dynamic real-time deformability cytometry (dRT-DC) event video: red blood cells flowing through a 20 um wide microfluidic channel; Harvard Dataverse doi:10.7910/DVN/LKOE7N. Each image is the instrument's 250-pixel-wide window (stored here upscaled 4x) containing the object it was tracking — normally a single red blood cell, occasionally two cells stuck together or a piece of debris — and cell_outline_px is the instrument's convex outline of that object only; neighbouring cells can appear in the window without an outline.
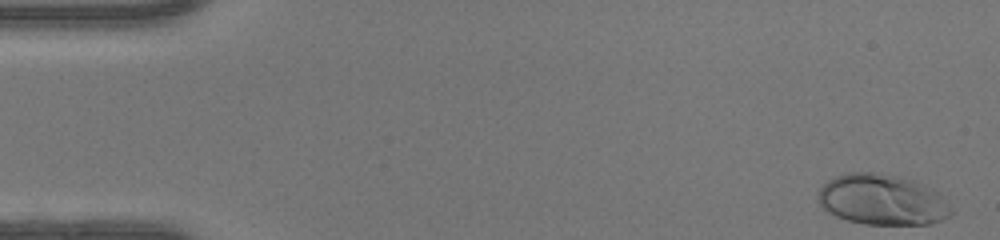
{"species": "human", "species_latin": "Homo sapiens", "temperature_condition": "warm", "stored_images_in_passage": 48, "camera_frame_rate_fps": 3000, "um_per_image_px": 0.085, "donor": {"sex": "female"}, "frame": {"image": 1, "passage_image": 1, "time_ms": 0.0, "image_size_px": [1000, 240], "cell_outline_px": [[952, 216], [932, 224], [864, 224], [848, 220], [836, 216], [828, 212], [816, 200], [816, 192], [828, 180], [836, 176], [848, 172], [872, 172], [896, 176], [912, 180], [924, 184], [932, 188], [940, 196], [952, 212]], "centroid_in_image_um": [74.94, 16.98], "position_along_channel_um": 10.1, "area_um2": 39.25}}
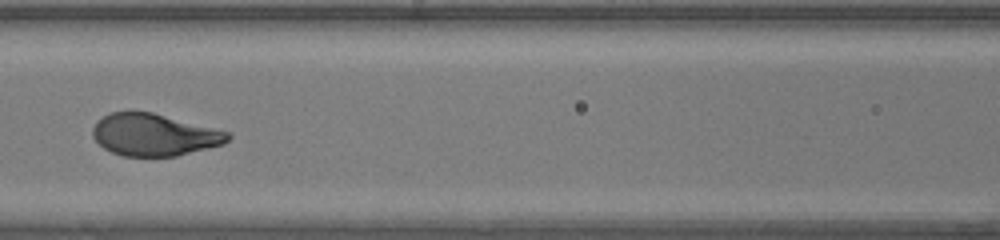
{"frame": {"image": 2, "passage_image": 21, "time_ms": 6.667, "image_size_px": [1000, 240], "cell_outline_px": [[232, 136], [224, 144], [176, 156], [124, 156], [112, 152], [104, 148], [92, 136], [92, 128], [96, 120], [112, 112], [152, 112], [232, 132]], "centroid_in_image_um": [13.13, 11.45], "position_along_channel_um": 153.5, "area_um2": 33.18}}
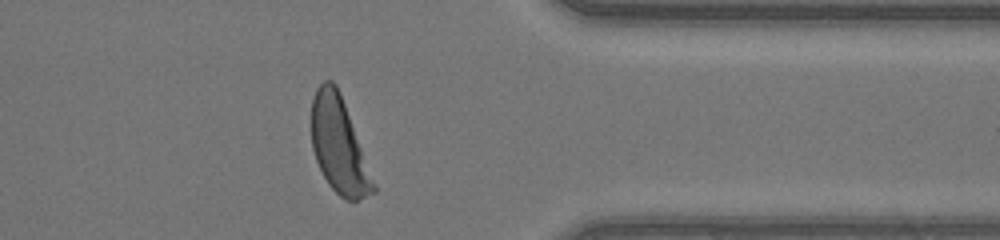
{"frame": {"image": 3, "passage_image": 38, "time_ms": 12.333, "image_size_px": [1000, 240], "cell_outline_px": [[376, 192], [356, 200], [348, 200], [340, 196], [328, 184], [316, 160], [312, 148], [312, 100], [316, 88], [324, 80], [332, 80], [336, 84], [340, 92], [376, 188]], "centroid_in_image_um": [28.78, 12.34], "position_along_channel_um": 382.6, "area_um2": 33.64}, "authors_computed_cell_mechanics": {"area_um2": 34.7089, "velocity_mm_per_s": 4.2676, "shape_relaxation_time_tau1_ms": 2.0758, "shape_relaxation_time_tau2_ms": null, "deformation_change_tau1": 0.1616, "deformation_change_tau2": null}}